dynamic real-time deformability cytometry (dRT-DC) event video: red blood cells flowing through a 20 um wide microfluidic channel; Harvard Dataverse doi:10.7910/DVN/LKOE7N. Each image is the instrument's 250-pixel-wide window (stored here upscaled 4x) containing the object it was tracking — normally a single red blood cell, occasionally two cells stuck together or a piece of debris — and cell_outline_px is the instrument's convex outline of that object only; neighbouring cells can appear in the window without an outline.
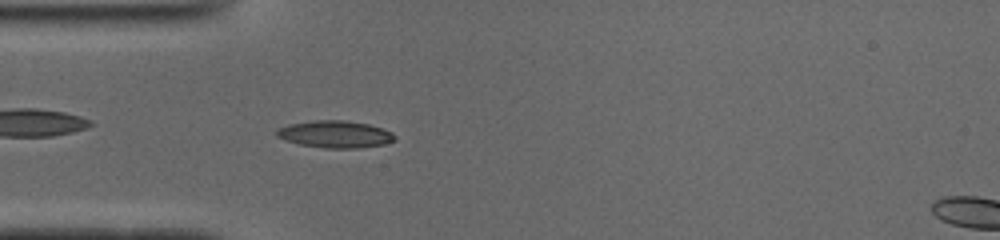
{"species": "common noctule bat (a hibernating species)", "species_latin": "Nyctalus noctula", "temperature_condition": "cold", "stored_images_in_passage": 44, "camera_frame_rate_fps": 3000, "um_per_image_px": 0.085, "animal": {"sex": "male", "body_mass_g": 19.0, "forearm_length_mm": 50.8}, "frame": {"image": 1, "passage_image": 8, "time_ms": 2.333, "image_size_px": [1000, 240], "cell_outline_px": [[396, 140], [384, 144], [356, 148], [324, 148], [300, 144], [284, 140], [276, 136], [276, 128], [288, 124], [316, 120], [344, 120], [368, 124], [384, 128], [392, 132], [396, 136]], "centroid_in_image_um": [28.48, 11.4], "position_along_channel_um": 56.5, "area_um2": 18.79}}
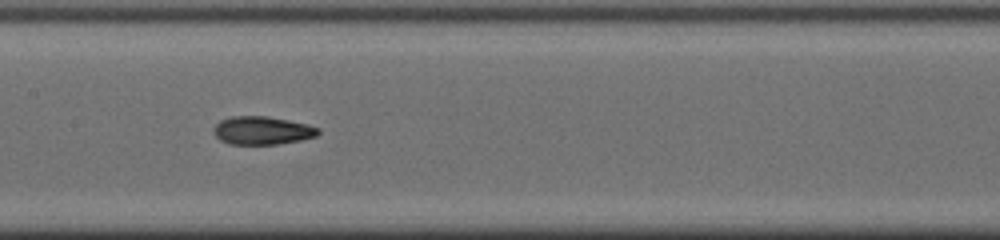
{"frame": {"image": 2, "passage_image": 18, "time_ms": 5.667, "image_size_px": [1000, 240], "cell_outline_px": [[320, 132], [316, 136], [300, 140], [276, 144], [228, 144], [220, 140], [212, 132], [212, 128], [220, 120], [232, 116], [268, 116], [308, 124], [320, 128]], "centroid_in_image_um": [22.27, 11.08], "position_along_channel_um": 185.1, "area_um2": 17.28}}
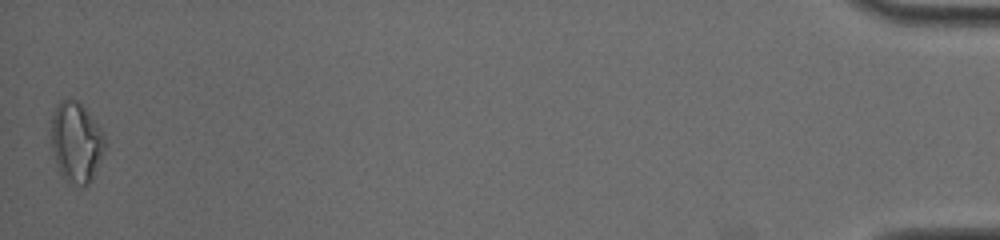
{"frame": {"image": 3, "passage_image": 44, "time_ms": 14.333, "image_size_px": [1000, 240], "cell_outline_px": [[104, 148], [100, 160], [88, 184], [76, 184], [64, 176], [60, 172], [56, 164], [52, 148], [52, 112], [56, 104], [60, 100], [68, 96], [72, 96], [88, 112], [104, 132]], "centroid_in_image_um": [6.46, 11.98], "position_along_channel_um": 428.7, "area_um2": 24.68}, "authors_computed_cell_mechanics": {"area_um2": 17.3111, "velocity_mm_per_s": 3.9406, "shape_relaxation_time_tau1_ms": 7.498, "shape_relaxation_time_tau2_ms": 2.0503, "deformation_change_tau1": 0.219, "deformation_change_tau2": 0.0705}}